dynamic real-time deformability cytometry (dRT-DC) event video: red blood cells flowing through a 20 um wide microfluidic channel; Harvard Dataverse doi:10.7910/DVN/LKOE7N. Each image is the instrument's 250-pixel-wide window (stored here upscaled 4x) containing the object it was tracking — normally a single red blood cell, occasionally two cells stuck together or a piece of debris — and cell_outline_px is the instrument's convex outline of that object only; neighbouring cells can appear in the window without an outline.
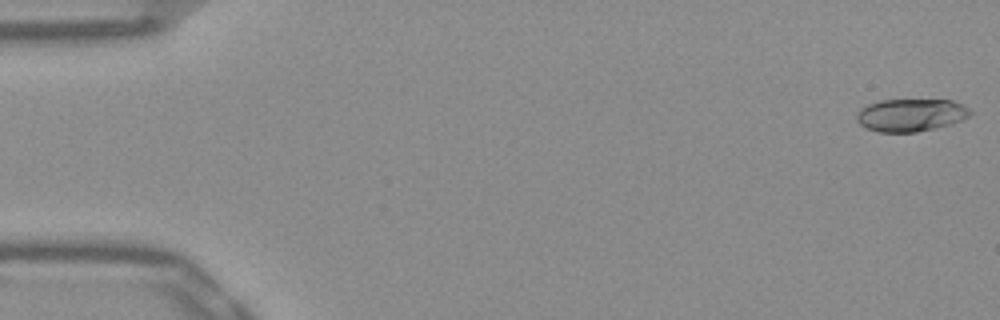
{"species": "Egyptian fruit bat (a non-hibernating species)", "species_latin": "Rousettus aegyptiacus", "temperature_condition": "warm", "stored_images_in_passage": 10, "camera_frame_rate_fps": 3000, "um_per_image_px": 0.085, "frame": {"image": 1, "passage_image": 1, "time_ms": 0.0, "image_size_px": [1000, 320], "cell_outline_px": [[972, 112], [968, 116], [952, 124], [916, 132], [880, 132], [864, 128], [856, 120], [856, 112], [860, 108], [868, 104], [880, 100], [952, 100], [964, 104]], "centroid_in_image_um": [77.39, 9.78], "position_along_channel_um": 7.6, "area_um2": 21.73}}